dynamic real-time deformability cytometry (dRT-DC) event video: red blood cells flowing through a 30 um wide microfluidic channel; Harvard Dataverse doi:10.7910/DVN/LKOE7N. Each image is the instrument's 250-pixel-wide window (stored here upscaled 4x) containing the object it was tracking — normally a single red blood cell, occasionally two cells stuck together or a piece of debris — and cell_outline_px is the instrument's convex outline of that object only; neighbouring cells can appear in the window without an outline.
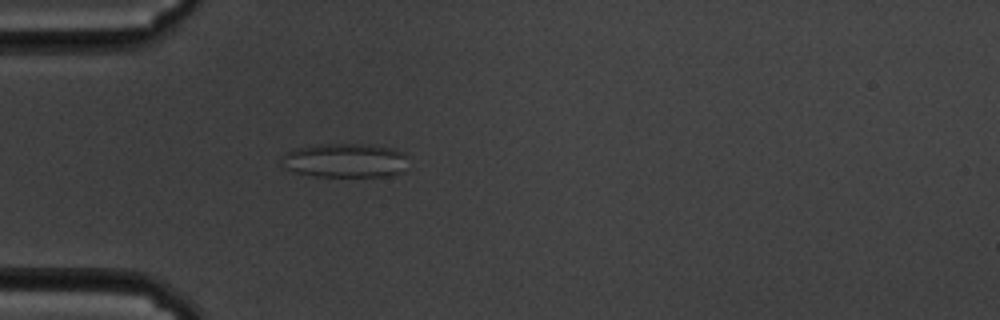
{"species": "common noctule bat (a hibernating species)", "species_latin": "Nyctalus noctula", "temperature_condition": "cold", "stored_images_in_passage": 23, "camera_frame_rate_fps": 3000, "um_per_image_px": 0.085, "animal": {"sex": "male", "body_mass_g": 19.5, "forearm_length_mm": 54.6}, "frame": {"image": 1, "passage_image": 17, "time_ms": 5.333, "image_size_px": [1000, 320], "cell_outline_px": [[404, 156], [400, 172], [392, 176], [316, 176], [292, 172], [288, 168], [280, 156], [284, 152], [296, 148], [316, 144], [372, 144], [392, 148], [404, 152]], "centroid_in_image_um": [29.27, 13.62], "position_along_channel_um": 55.7, "area_um2": 24.97}}